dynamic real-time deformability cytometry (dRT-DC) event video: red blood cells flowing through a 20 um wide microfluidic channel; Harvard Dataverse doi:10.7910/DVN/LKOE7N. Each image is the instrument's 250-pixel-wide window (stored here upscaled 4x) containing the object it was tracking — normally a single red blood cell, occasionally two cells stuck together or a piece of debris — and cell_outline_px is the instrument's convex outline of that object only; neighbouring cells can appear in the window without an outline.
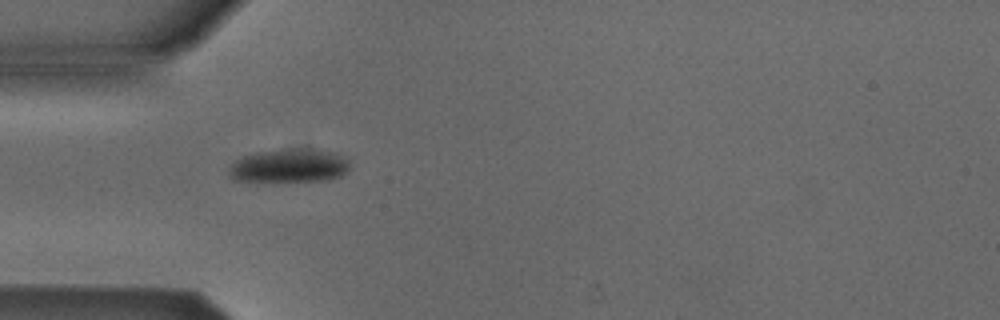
{"species": "Egyptian fruit bat (a non-hibernating species)", "species_latin": "Rousettus aegyptiacus", "temperature_condition": "cold", "stored_images_in_passage": 31, "camera_frame_rate_fps": 3000, "um_per_image_px": 0.085, "animal": {"sex": "male"}, "frame": {"image": 1, "passage_image": 1, "time_ms": 0.0, "image_size_px": [1000, 320], "cell_outline_px": [[348, 168], [340, 176], [328, 180], [236, 180], [228, 176], [228, 172], [232, 164], [236, 160], [244, 156], [256, 152], [280, 148], [312, 148], [336, 152], [344, 156], [348, 160]], "centroid_in_image_um": [24.61, 14.04], "position_along_channel_um": 60.4, "area_um2": 23.58}}
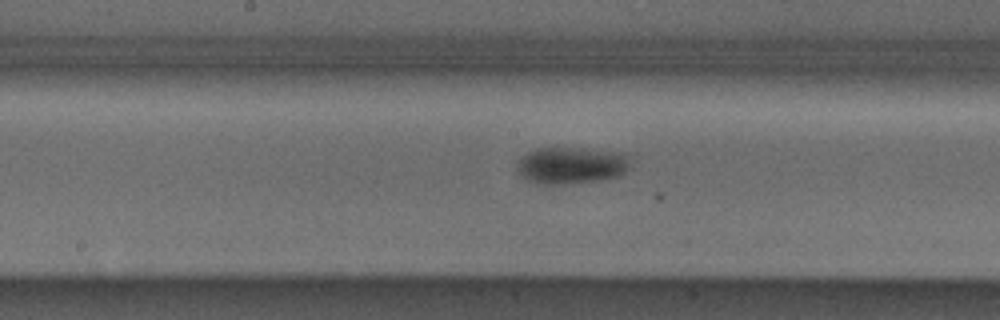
{"frame": {"image": 2, "passage_image": 12, "time_ms": 3.667, "image_size_px": [1000, 320], "cell_outline_px": [[628, 156], [624, 172], [620, 176], [600, 180], [560, 184], [536, 184], [528, 180], [516, 168], [516, 164], [528, 152], [536, 148], [572, 148], [620, 152]], "centroid_in_image_um": [48.51, 14.06], "position_along_channel_um": 199.7, "area_um2": 23.81}}
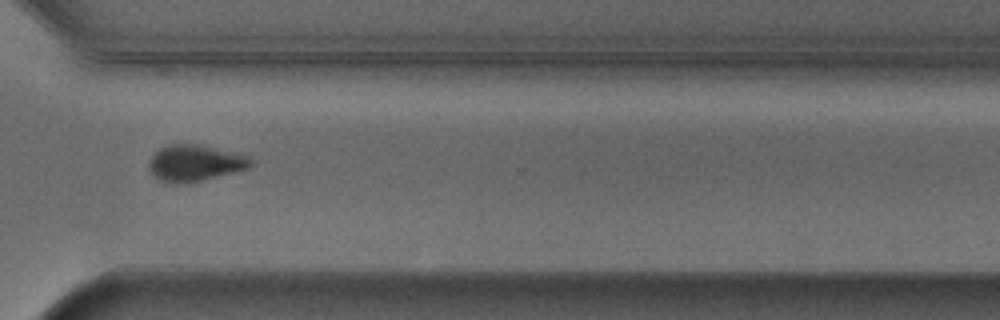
{"frame": {"image": 3, "passage_image": 24, "time_ms": 7.667, "image_size_px": [1000, 320], "cell_outline_px": [[252, 164], [248, 168], [200, 180], [160, 180], [148, 168], [148, 160], [160, 148], [168, 144], [196, 144], [248, 152], [252, 160]], "centroid_in_image_um": [16.68, 13.77], "position_along_channel_um": 353.9, "area_um2": 21.21}, "authors_computed_cell_mechanics": {"area_um2": 23.8136, "velocity_mm_per_s": 3.8612, "shape_relaxation_time_tau1_ms": 3.1882, "shape_relaxation_time_tau2_ms": null, "deformation_change_tau1": 0.0916, "deformation_change_tau2": null}}